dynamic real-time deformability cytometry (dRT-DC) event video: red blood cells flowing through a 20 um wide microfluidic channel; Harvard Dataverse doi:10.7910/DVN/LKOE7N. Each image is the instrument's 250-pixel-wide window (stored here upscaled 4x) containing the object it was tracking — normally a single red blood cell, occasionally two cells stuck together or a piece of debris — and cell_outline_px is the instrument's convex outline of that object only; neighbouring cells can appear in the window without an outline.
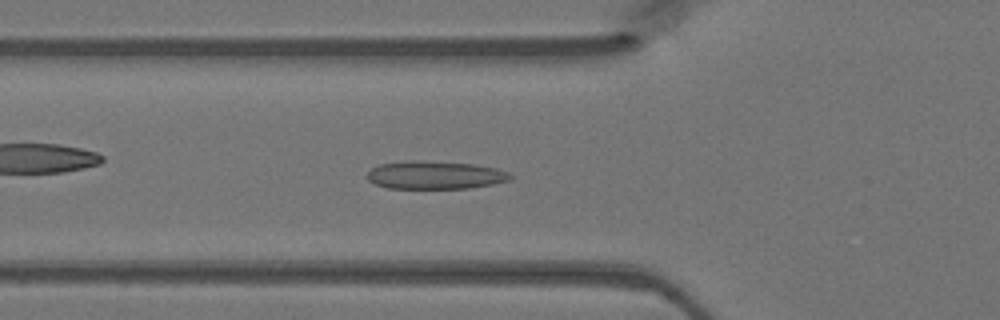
{"species": "Egyptian fruit bat (a non-hibernating species)", "species_latin": "Rousettus aegyptiacus", "temperature_condition": "warm", "stored_images_in_passage": 46, "camera_frame_rate_fps": 3000, "um_per_image_px": 0.085, "animal": {"sex": "female"}, "frame": {"image": 1, "passage_image": 15, "time_ms": 4.667, "image_size_px": [1000, 320], "cell_outline_px": [[512, 176], [508, 180], [492, 184], [468, 188], [388, 188], [376, 184], [368, 180], [368, 172], [372, 168], [380, 164], [408, 160], [412, 160], [472, 164], [496, 168], [508, 172]], "centroid_in_image_um": [36.96, 14.88], "position_along_channel_um": 88.8, "area_um2": 23.06}}
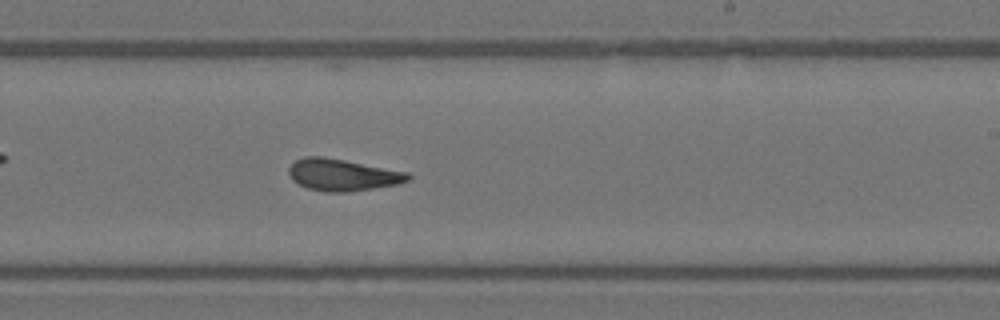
{"frame": {"image": 2, "passage_image": 27, "time_ms": 8.667, "image_size_px": [1000, 320], "cell_outline_px": [[412, 180], [396, 184], [372, 188], [344, 192], [328, 192], [308, 188], [292, 180], [288, 172], [288, 168], [296, 160], [304, 156], [324, 156], [408, 172], [412, 176]], "centroid_in_image_um": [29.12, 14.85], "position_along_channel_um": 259.9, "area_um2": 22.02}}
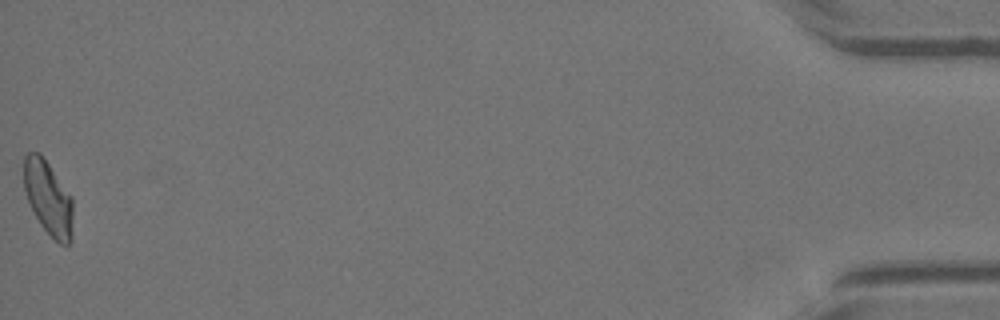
{"frame": {"image": 3, "passage_image": 46, "time_ms": 15.0, "image_size_px": [1000, 320], "cell_outline_px": [[72, 240], [68, 244], [60, 244], [40, 224], [28, 200], [24, 188], [24, 156], [28, 152], [40, 152], [72, 196]], "centroid_in_image_um": [4.11, 16.79], "position_along_channel_um": 431.1, "area_um2": 21.04}}